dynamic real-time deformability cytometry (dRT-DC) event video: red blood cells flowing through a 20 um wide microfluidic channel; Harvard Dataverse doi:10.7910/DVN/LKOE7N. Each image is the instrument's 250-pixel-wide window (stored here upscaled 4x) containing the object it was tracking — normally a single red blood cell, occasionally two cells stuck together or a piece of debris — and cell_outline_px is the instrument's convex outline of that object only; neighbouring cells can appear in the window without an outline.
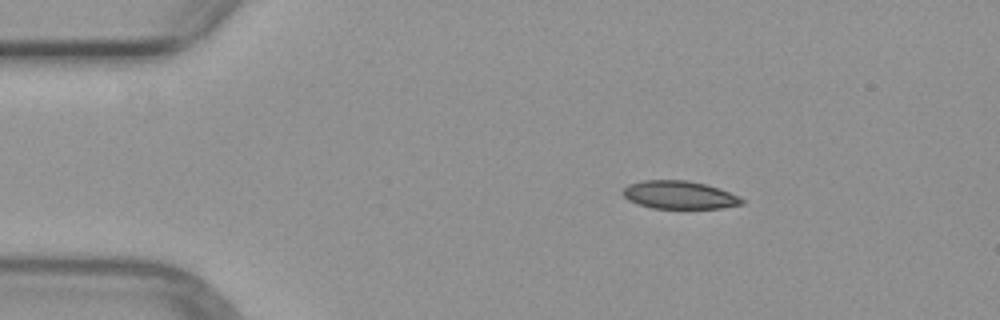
{"species": "common noctule bat (a hibernating species)", "species_latin": "Nyctalus noctula", "temperature_condition": "warm", "stored_images_in_passage": 3, "camera_frame_rate_fps": 3000, "um_per_image_px": 0.085, "animal": {"sex": "female", "body_mass_g": 29.2, "forearm_length_mm": 56.3}, "frame": {"image": 1, "passage_image": 1, "time_ms": 0.0, "image_size_px": [1000, 320], "cell_outline_px": [[744, 204], [720, 208], [652, 208], [636, 204], [628, 200], [624, 196], [624, 188], [628, 184], [644, 180], [688, 180], [720, 188], [744, 200]], "centroid_in_image_um": [57.72, 16.57], "position_along_channel_um": 27.3, "area_um2": 19.31}}
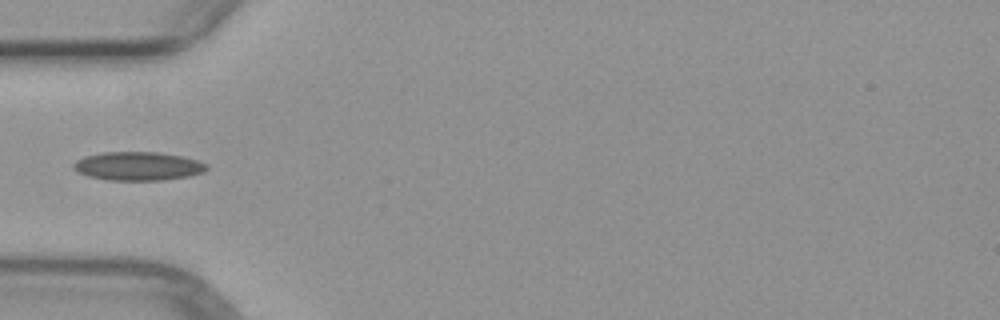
{"frame": {"image": 2, "passage_image": 3, "time_ms": 2.667, "image_size_px": [1000, 320], "cell_outline_px": [[208, 168], [204, 172], [188, 176], [164, 180], [108, 180], [88, 176], [72, 168], [72, 164], [76, 160], [84, 156], [104, 152], [160, 152], [180, 156], [196, 160], [208, 164]], "centroid_in_image_um": [11.72, 14.12], "position_along_channel_um": 73.3, "area_um2": 22.2}}